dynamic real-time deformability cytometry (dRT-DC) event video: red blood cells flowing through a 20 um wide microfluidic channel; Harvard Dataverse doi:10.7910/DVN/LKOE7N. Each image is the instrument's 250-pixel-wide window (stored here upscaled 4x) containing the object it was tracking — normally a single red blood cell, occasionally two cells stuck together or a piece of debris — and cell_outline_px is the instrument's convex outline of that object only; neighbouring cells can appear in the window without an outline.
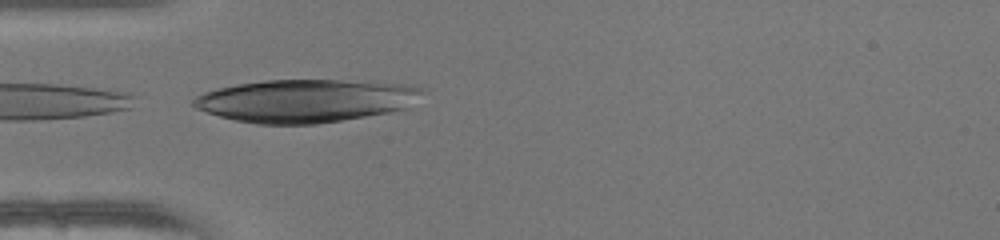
{"species": "human", "species_latin": "Homo sapiens", "temperature_condition": "warm", "stored_images_in_passage": 14, "camera_frame_rate_fps": 3000, "um_per_image_px": 0.085, "donor": {"sex": "female"}, "frame": {"image": 1, "passage_image": 14, "time_ms": 4.333, "image_size_px": [1000, 240], "cell_outline_px": [[424, 88], [408, 108], [388, 112], [316, 124], [256, 124], [236, 120], [220, 116], [196, 108], [192, 104], [192, 100], [196, 96], [204, 92], [236, 84], [264, 80], [336, 80], [412, 84]], "centroid_in_image_um": [25.96, 8.55], "position_along_channel_um": 59.0, "area_um2": 56.82}}